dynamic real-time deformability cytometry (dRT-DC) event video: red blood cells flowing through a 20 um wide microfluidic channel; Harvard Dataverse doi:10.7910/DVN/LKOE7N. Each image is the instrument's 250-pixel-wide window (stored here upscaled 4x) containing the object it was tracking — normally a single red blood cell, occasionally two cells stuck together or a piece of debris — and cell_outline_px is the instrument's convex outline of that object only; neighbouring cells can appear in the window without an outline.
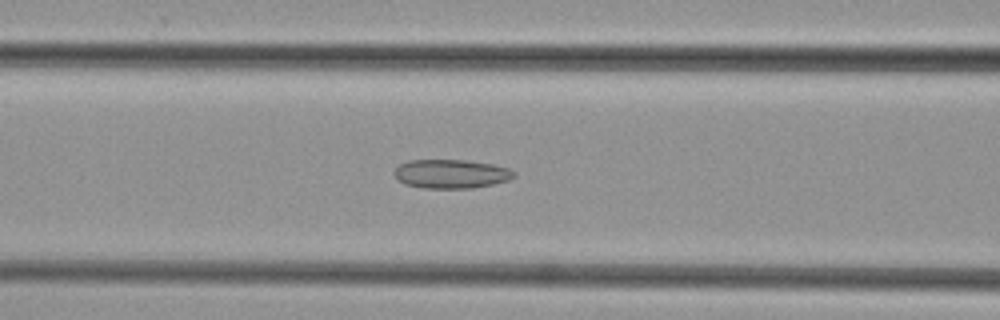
{"species": "common noctule bat (a hibernating species)", "species_latin": "Nyctalus noctula", "temperature_condition": "cold", "stored_images_in_passage": 36, "camera_frame_rate_fps": 3000, "um_per_image_px": 0.085, "animal": {"sex": "female", "body_mass_g": 29.2, "forearm_length_mm": 56.3}, "frame": {"image": 1, "passage_image": 7, "time_ms": 2.0, "image_size_px": [1000, 320], "cell_outline_px": [[516, 176], [508, 180], [492, 184], [472, 188], [424, 188], [404, 184], [396, 180], [392, 172], [400, 164], [408, 160], [464, 160], [492, 164], [508, 168], [516, 172]], "centroid_in_image_um": [38.31, 14.78], "position_along_channel_um": 128.3, "area_um2": 20.29}}
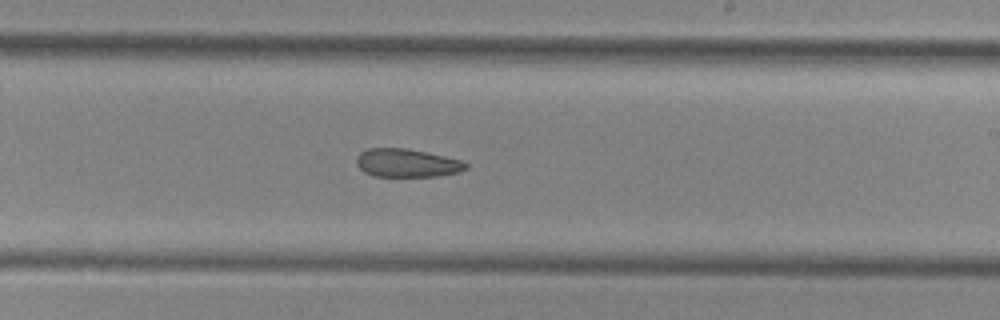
{"frame": {"image": 2, "passage_image": 16, "time_ms": 5.0, "image_size_px": [1000, 320], "cell_outline_px": [[468, 168], [460, 172], [436, 176], [376, 176], [364, 172], [356, 164], [356, 156], [360, 152], [368, 148], [408, 148], [428, 152], [460, 160], [468, 164]], "centroid_in_image_um": [34.58, 13.84], "position_along_channel_um": 254.4, "area_um2": 18.09}}
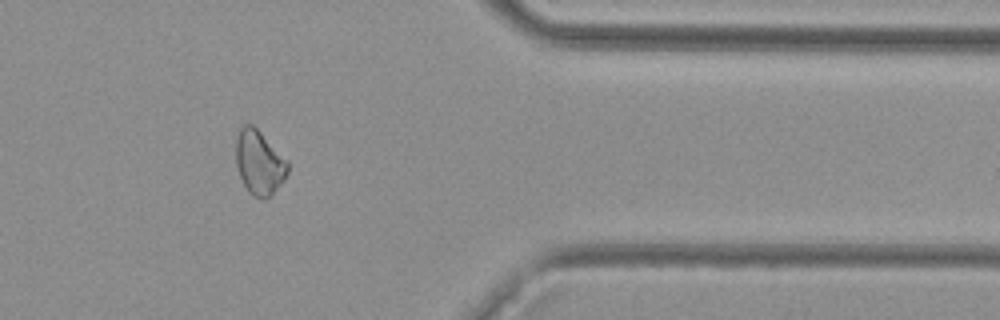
{"frame": {"image": 3, "passage_image": 27, "time_ms": 8.667, "image_size_px": [1000, 320], "cell_outline_px": [[288, 172], [284, 180], [264, 200], [260, 200], [252, 196], [248, 192], [240, 176], [236, 164], [236, 140], [240, 128], [244, 124], [252, 124], [288, 160]], "centroid_in_image_um": [22.03, 13.83], "position_along_channel_um": 389.4, "area_um2": 19.31}}